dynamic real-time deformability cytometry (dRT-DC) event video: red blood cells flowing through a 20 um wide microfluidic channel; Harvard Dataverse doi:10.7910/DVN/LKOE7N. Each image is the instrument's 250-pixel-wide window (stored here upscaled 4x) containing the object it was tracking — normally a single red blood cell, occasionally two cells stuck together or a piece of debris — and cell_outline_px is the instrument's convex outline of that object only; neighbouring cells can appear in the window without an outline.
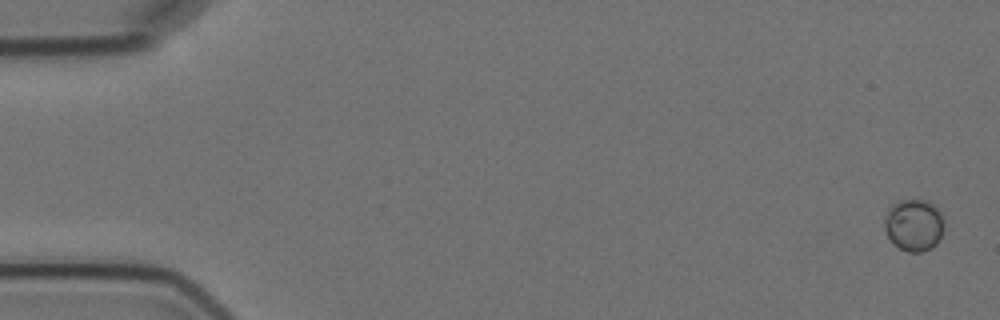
{"species": "Egyptian fruit bat (a non-hibernating species)", "species_latin": "Rousettus aegyptiacus", "temperature_condition": "cold", "stored_images_in_passage": 6, "camera_frame_rate_fps": 3000, "um_per_image_px": 0.085, "animal": {"sex": "female"}, "frame": {"image": 1, "passage_image": 1, "time_ms": 0.0, "image_size_px": [1000, 320], "cell_outline_px": [[944, 232], [936, 244], [932, 248], [920, 252], [908, 252], [900, 248], [888, 236], [884, 228], [884, 216], [888, 208], [892, 204], [900, 200], [928, 200], [940, 212], [944, 220]], "centroid_in_image_um": [77.69, 19.12], "position_along_channel_um": 7.3, "area_um2": 18.21}}
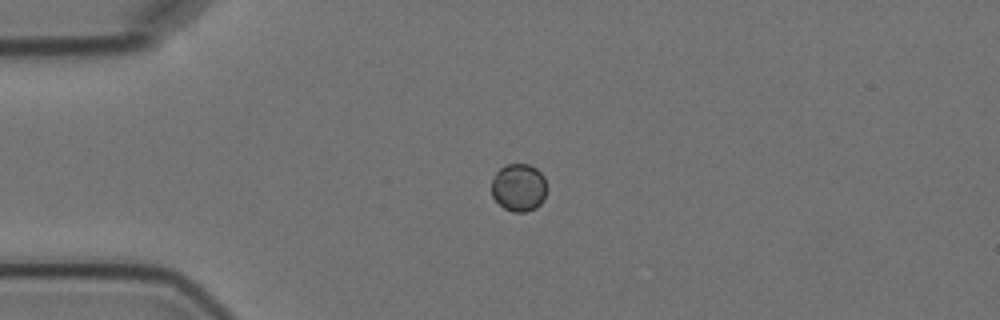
{"frame": {"image": 2, "passage_image": 4, "time_ms": 4.333, "image_size_px": [1000, 320], "cell_outline_px": [[548, 188], [544, 200], [536, 208], [524, 212], [512, 212], [504, 208], [492, 196], [492, 180], [496, 172], [504, 164], [528, 164], [536, 168], [544, 176]], "centroid_in_image_um": [44.12, 15.93], "position_along_channel_um": 40.9, "area_um2": 15.61}}
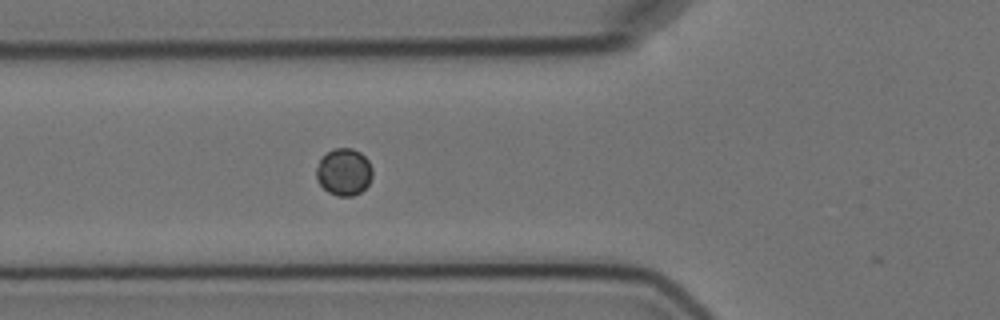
{"frame": {"image": 3, "passage_image": 6, "time_ms": 6.667, "image_size_px": [1000, 320], "cell_outline_px": [[372, 176], [368, 184], [360, 192], [352, 196], [336, 196], [328, 192], [316, 180], [316, 168], [320, 160], [328, 152], [336, 148], [352, 148], [360, 152], [368, 160], [372, 168]], "centroid_in_image_um": [29.23, 14.62], "position_along_channel_um": 96.6, "area_um2": 15.32}}